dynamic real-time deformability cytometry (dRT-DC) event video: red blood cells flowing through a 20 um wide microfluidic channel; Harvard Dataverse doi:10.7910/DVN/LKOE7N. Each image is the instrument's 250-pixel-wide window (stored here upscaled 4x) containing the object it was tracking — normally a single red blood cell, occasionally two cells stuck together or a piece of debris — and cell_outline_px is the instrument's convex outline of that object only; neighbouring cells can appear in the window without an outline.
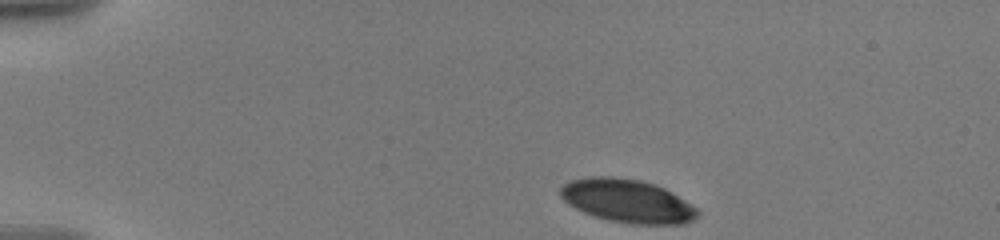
{"species": "human", "species_latin": "Homo sapiens", "temperature_condition": "warm", "stored_images_in_passage": 9, "camera_frame_rate_fps": 3000, "um_per_image_px": 0.085, "donor": {"sex": "male"}, "frame": {"image": 1, "passage_image": 1, "time_ms": 0.0, "image_size_px": [1000, 240], "cell_outline_px": [[700, 216], [684, 224], [628, 224], [608, 220], [584, 212], [568, 204], [560, 196], [560, 188], [568, 180], [588, 176], [612, 176], [640, 180], [656, 184], [672, 192], [696, 208], [700, 212]], "centroid_in_image_um": [53.32, 17.07], "position_along_channel_um": 31.7, "area_um2": 34.8}}
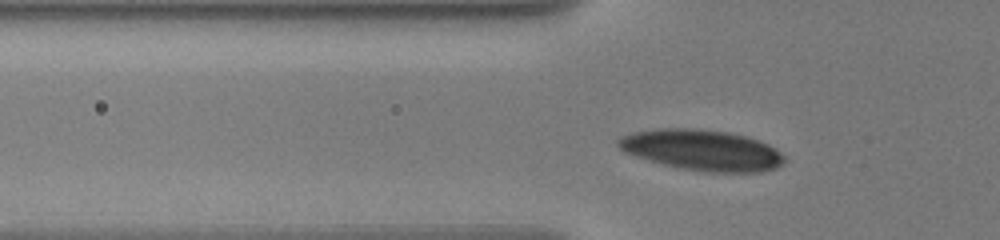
{"frame": {"image": 2, "passage_image": 8, "time_ms": 3.0, "image_size_px": [1000, 240], "cell_outline_px": [[784, 164], [776, 168], [760, 172], [704, 172], [680, 168], [660, 164], [624, 152], [616, 144], [616, 140], [620, 136], [636, 132], [660, 128], [692, 128], [724, 132], [744, 136], [760, 140], [768, 144], [780, 152], [784, 156]], "centroid_in_image_um": [59.66, 12.77], "position_along_channel_um": 66.1, "area_um2": 39.48}}